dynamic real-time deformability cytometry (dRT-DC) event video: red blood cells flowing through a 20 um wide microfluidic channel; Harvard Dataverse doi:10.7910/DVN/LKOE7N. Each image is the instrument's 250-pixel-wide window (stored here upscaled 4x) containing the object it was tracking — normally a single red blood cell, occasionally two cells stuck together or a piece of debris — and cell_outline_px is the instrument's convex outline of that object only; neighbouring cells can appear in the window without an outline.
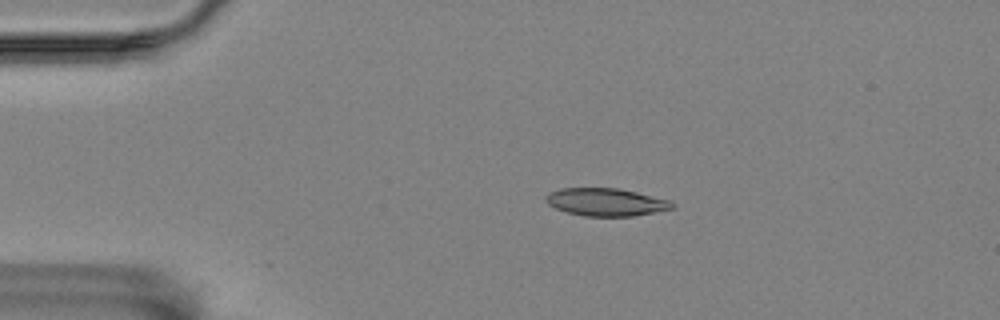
{"species": "Egyptian fruit bat (a non-hibernating species)", "species_latin": "Rousettus aegyptiacus", "temperature_condition": "room temperature", "stored_images_in_passage": 5, "camera_frame_rate_fps": 3000, "um_per_image_px": 0.085, "animal": {"sex": "female"}, "frame": {"image": 1, "passage_image": 3, "time_ms": 2.333, "image_size_px": [1000, 320], "cell_outline_px": [[676, 208], [632, 216], [584, 216], [568, 212], [556, 208], [548, 204], [544, 200], [544, 196], [560, 188], [616, 188], [636, 192], [672, 200], [676, 204]], "centroid_in_image_um": [51.55, 17.17], "position_along_channel_um": 33.5, "area_um2": 20.46}}